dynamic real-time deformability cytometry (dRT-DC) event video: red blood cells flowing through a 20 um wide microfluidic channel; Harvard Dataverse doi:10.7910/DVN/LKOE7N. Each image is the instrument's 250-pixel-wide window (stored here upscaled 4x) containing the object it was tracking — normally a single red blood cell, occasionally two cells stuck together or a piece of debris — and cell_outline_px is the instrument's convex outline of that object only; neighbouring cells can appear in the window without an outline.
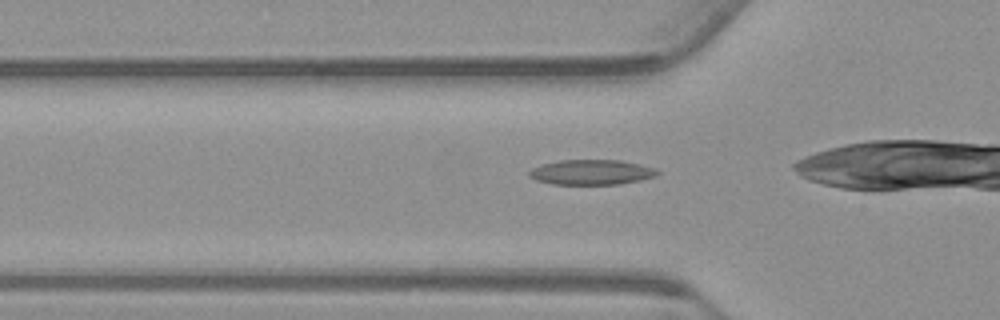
{"species": "common noctule bat (a hibernating species)", "species_latin": "Nyctalus noctula", "temperature_condition": "warm", "stored_images_in_passage": 34, "camera_frame_rate_fps": 3000, "um_per_image_px": 0.085, "animal": {"sex": "male", "body_mass_g": 23.1, "forearm_length_mm": 52.7}, "frame": {"image": 1, "passage_image": 8, "time_ms": 2.333, "image_size_px": [1000, 320], "cell_outline_px": [[660, 172], [656, 176], [640, 180], [620, 184], [552, 184], [536, 180], [528, 176], [528, 172], [532, 168], [540, 164], [560, 160], [620, 160], [640, 164], [656, 168]], "centroid_in_image_um": [50.27, 14.63], "position_along_channel_um": 75.5, "area_um2": 18.84}}
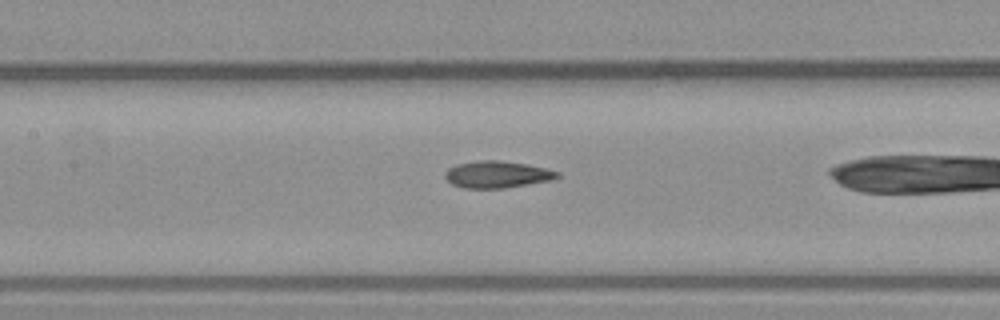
{"frame": {"image": 2, "passage_image": 15, "time_ms": 4.667, "image_size_px": [1000, 320], "cell_outline_px": [[560, 176], [552, 180], [504, 188], [464, 188], [452, 184], [444, 176], [444, 172], [448, 168], [456, 164], [476, 160], [500, 160], [528, 164], [560, 172]], "centroid_in_image_um": [42.24, 14.82], "position_along_channel_um": 165.2, "area_um2": 17.69}}
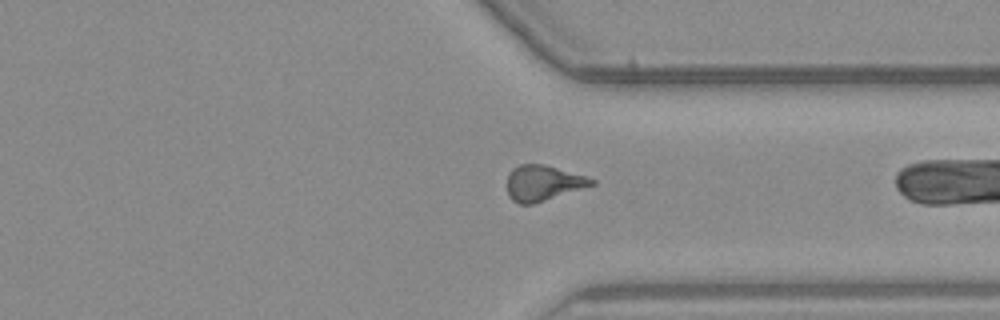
{"frame": {"image": 3, "passage_image": 31, "time_ms": 10.0, "image_size_px": [1000, 320], "cell_outline_px": [[596, 184], [532, 204], [520, 204], [512, 200], [508, 196], [508, 172], [512, 168], [520, 164], [544, 164], [584, 176], [596, 180]], "centroid_in_image_um": [46.13, 15.55], "position_along_channel_um": 365.3, "area_um2": 17.28}}